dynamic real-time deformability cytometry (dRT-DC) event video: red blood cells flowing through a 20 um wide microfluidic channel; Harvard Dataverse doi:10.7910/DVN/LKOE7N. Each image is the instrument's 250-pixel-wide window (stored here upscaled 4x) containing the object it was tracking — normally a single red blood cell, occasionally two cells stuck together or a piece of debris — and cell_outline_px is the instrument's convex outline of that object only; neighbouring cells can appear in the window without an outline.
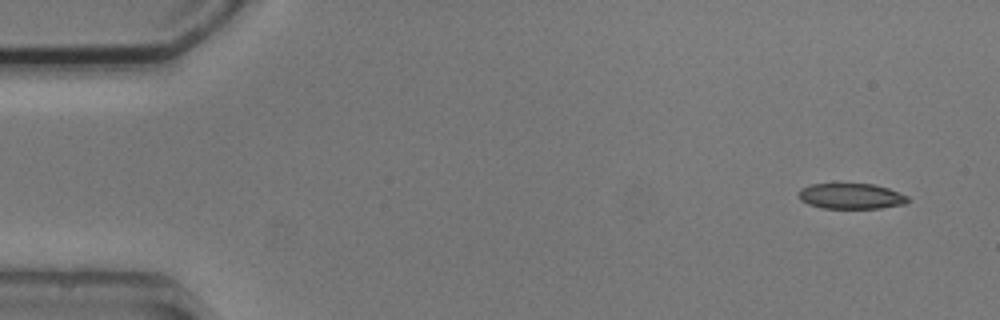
{"species": "common noctule bat (a hibernating species)", "species_latin": "Nyctalus noctula", "temperature_condition": "cold", "stored_images_in_passage": 8, "camera_frame_rate_fps": 3000, "um_per_image_px": 0.085, "animal": {"sex": "male", "body_mass_g": 20.5, "forearm_length_mm": 52.5}, "frame": {"image": 1, "passage_image": 1, "time_ms": 0.0, "image_size_px": [1000, 320], "cell_outline_px": [[908, 200], [904, 204], [880, 208], [824, 208], [808, 204], [800, 200], [800, 188], [812, 184], [872, 184], [888, 188], [908, 196]], "centroid_in_image_um": [72.34, 16.67], "position_along_channel_um": 12.7, "area_um2": 16.07}}
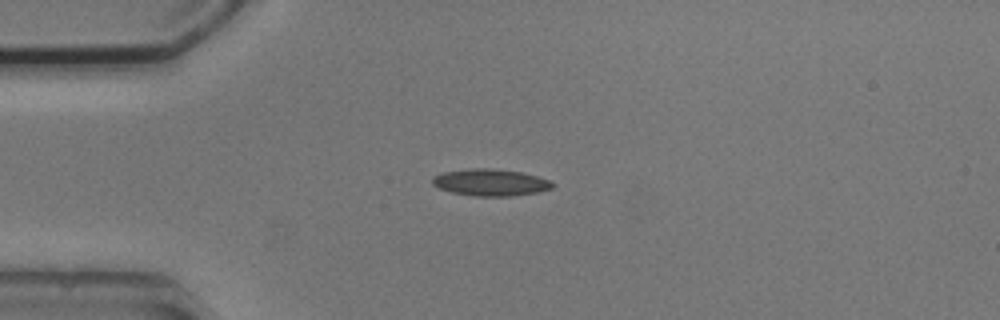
{"frame": {"image": 2, "passage_image": 4, "time_ms": 3.333, "image_size_px": [1000, 320], "cell_outline_px": [[556, 184], [552, 188], [540, 192], [512, 196], [476, 196], [452, 192], [440, 188], [432, 184], [432, 176], [444, 172], [472, 168], [488, 168], [520, 172], [536, 176], [548, 180]], "centroid_in_image_um": [41.7, 15.51], "position_along_channel_um": 43.3, "area_um2": 18.67}}